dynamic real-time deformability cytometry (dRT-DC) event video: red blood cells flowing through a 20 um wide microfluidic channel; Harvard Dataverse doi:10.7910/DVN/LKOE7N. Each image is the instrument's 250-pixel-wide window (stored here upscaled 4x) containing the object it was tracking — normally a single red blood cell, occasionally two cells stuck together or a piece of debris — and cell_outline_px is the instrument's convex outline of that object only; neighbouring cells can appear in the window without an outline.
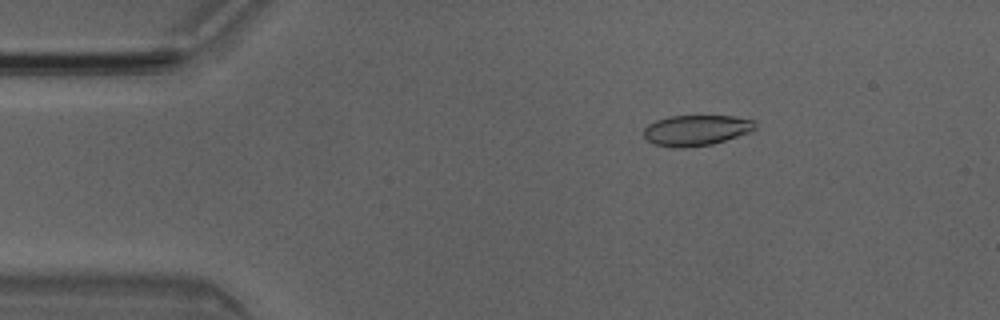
{"species": "Egyptian fruit bat (a non-hibernating species)", "species_latin": "Rousettus aegyptiacus", "temperature_condition": "room temperature", "stored_images_in_passage": 7, "camera_frame_rate_fps": 3000, "um_per_image_px": 0.085, "animal": {"sex": "male"}, "frame": {"image": 1, "passage_image": 3, "time_ms": 0.667, "image_size_px": [1000, 320], "cell_outline_px": [[756, 128], [752, 132], [712, 144], [684, 148], [676, 148], [652, 144], [644, 136], [644, 128], [648, 124], [656, 120], [668, 116], [736, 116], [756, 120]], "centroid_in_image_um": [59.21, 11.07], "position_along_channel_um": 25.8, "area_um2": 20.17}}
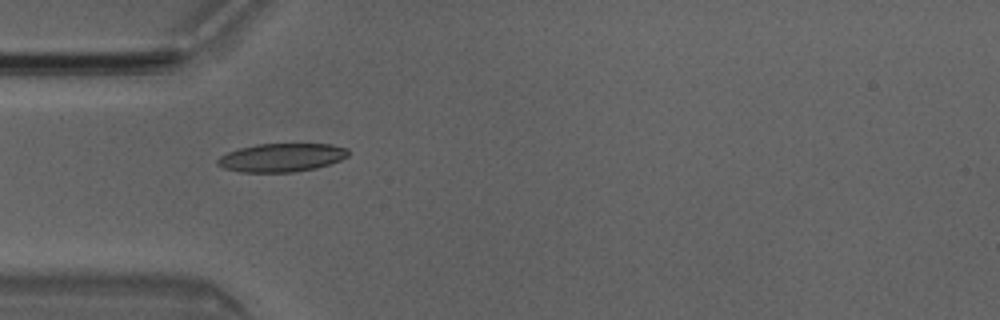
{"frame": {"image": 2, "passage_image": 5, "time_ms": 1.333, "image_size_px": [1000, 320], "cell_outline_px": [[348, 156], [340, 160], [316, 168], [292, 172], [240, 172], [224, 168], [216, 164], [216, 160], [220, 156], [228, 152], [240, 148], [256, 144], [332, 144], [348, 148]], "centroid_in_image_um": [23.92, 13.39], "position_along_channel_um": 61.1, "area_um2": 21.62}}